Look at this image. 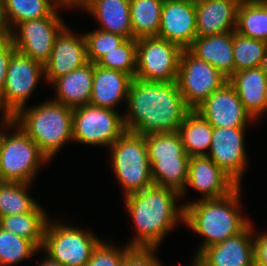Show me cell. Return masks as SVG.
I'll use <instances>...</instances> for the list:
<instances>
[{
	"label": "cell",
	"instance_id": "1",
	"mask_svg": "<svg viewBox=\"0 0 267 266\" xmlns=\"http://www.w3.org/2000/svg\"><path fill=\"white\" fill-rule=\"evenodd\" d=\"M125 129L142 136L172 133L191 111L176 81L154 82L133 78L127 94Z\"/></svg>",
	"mask_w": 267,
	"mask_h": 266
},
{
	"label": "cell",
	"instance_id": "2",
	"mask_svg": "<svg viewBox=\"0 0 267 266\" xmlns=\"http://www.w3.org/2000/svg\"><path fill=\"white\" fill-rule=\"evenodd\" d=\"M180 197L177 191L157 185L126 196V207L137 229L128 246L159 247L172 228L184 223L185 207L175 203Z\"/></svg>",
	"mask_w": 267,
	"mask_h": 266
},
{
	"label": "cell",
	"instance_id": "3",
	"mask_svg": "<svg viewBox=\"0 0 267 266\" xmlns=\"http://www.w3.org/2000/svg\"><path fill=\"white\" fill-rule=\"evenodd\" d=\"M240 186L216 199H200L183 204L184 223L204 237L196 251L197 257L206 247L223 242L241 233L250 222L241 214Z\"/></svg>",
	"mask_w": 267,
	"mask_h": 266
},
{
	"label": "cell",
	"instance_id": "4",
	"mask_svg": "<svg viewBox=\"0 0 267 266\" xmlns=\"http://www.w3.org/2000/svg\"><path fill=\"white\" fill-rule=\"evenodd\" d=\"M14 122L49 160L66 142L73 141V108L54 100L22 108L14 116Z\"/></svg>",
	"mask_w": 267,
	"mask_h": 266
},
{
	"label": "cell",
	"instance_id": "5",
	"mask_svg": "<svg viewBox=\"0 0 267 266\" xmlns=\"http://www.w3.org/2000/svg\"><path fill=\"white\" fill-rule=\"evenodd\" d=\"M2 130L17 127L12 134L5 133L0 142V181L32 183L41 164L50 160L37 144L14 122V116L2 114ZM33 179V180H32Z\"/></svg>",
	"mask_w": 267,
	"mask_h": 266
},
{
	"label": "cell",
	"instance_id": "6",
	"mask_svg": "<svg viewBox=\"0 0 267 266\" xmlns=\"http://www.w3.org/2000/svg\"><path fill=\"white\" fill-rule=\"evenodd\" d=\"M154 185L185 195L190 157L178 133H157L145 136Z\"/></svg>",
	"mask_w": 267,
	"mask_h": 266
},
{
	"label": "cell",
	"instance_id": "7",
	"mask_svg": "<svg viewBox=\"0 0 267 266\" xmlns=\"http://www.w3.org/2000/svg\"><path fill=\"white\" fill-rule=\"evenodd\" d=\"M112 167L125 196L154 185L145 136L126 130L111 146Z\"/></svg>",
	"mask_w": 267,
	"mask_h": 266
},
{
	"label": "cell",
	"instance_id": "8",
	"mask_svg": "<svg viewBox=\"0 0 267 266\" xmlns=\"http://www.w3.org/2000/svg\"><path fill=\"white\" fill-rule=\"evenodd\" d=\"M100 241L86 230L48 220L41 250L61 265L85 266Z\"/></svg>",
	"mask_w": 267,
	"mask_h": 266
},
{
	"label": "cell",
	"instance_id": "9",
	"mask_svg": "<svg viewBox=\"0 0 267 266\" xmlns=\"http://www.w3.org/2000/svg\"><path fill=\"white\" fill-rule=\"evenodd\" d=\"M182 48L159 37L137 39L135 78L144 81H176Z\"/></svg>",
	"mask_w": 267,
	"mask_h": 266
},
{
	"label": "cell",
	"instance_id": "10",
	"mask_svg": "<svg viewBox=\"0 0 267 266\" xmlns=\"http://www.w3.org/2000/svg\"><path fill=\"white\" fill-rule=\"evenodd\" d=\"M126 131L117 111L86 104L73 108V141L110 147Z\"/></svg>",
	"mask_w": 267,
	"mask_h": 266
},
{
	"label": "cell",
	"instance_id": "11",
	"mask_svg": "<svg viewBox=\"0 0 267 266\" xmlns=\"http://www.w3.org/2000/svg\"><path fill=\"white\" fill-rule=\"evenodd\" d=\"M228 79L214 66L183 49L176 83L186 105L195 110Z\"/></svg>",
	"mask_w": 267,
	"mask_h": 266
},
{
	"label": "cell",
	"instance_id": "12",
	"mask_svg": "<svg viewBox=\"0 0 267 266\" xmlns=\"http://www.w3.org/2000/svg\"><path fill=\"white\" fill-rule=\"evenodd\" d=\"M44 75V65L15 50L9 61L4 89L0 95L2 113L15 116L24 108Z\"/></svg>",
	"mask_w": 267,
	"mask_h": 266
},
{
	"label": "cell",
	"instance_id": "13",
	"mask_svg": "<svg viewBox=\"0 0 267 266\" xmlns=\"http://www.w3.org/2000/svg\"><path fill=\"white\" fill-rule=\"evenodd\" d=\"M57 10L49 17L19 23L15 27L19 28L17 32L15 29L10 32L14 48L45 65L50 59L56 36L66 26Z\"/></svg>",
	"mask_w": 267,
	"mask_h": 266
},
{
	"label": "cell",
	"instance_id": "14",
	"mask_svg": "<svg viewBox=\"0 0 267 266\" xmlns=\"http://www.w3.org/2000/svg\"><path fill=\"white\" fill-rule=\"evenodd\" d=\"M246 128L213 127L211 146L207 156L238 186L246 171L247 154L244 143Z\"/></svg>",
	"mask_w": 267,
	"mask_h": 266
},
{
	"label": "cell",
	"instance_id": "15",
	"mask_svg": "<svg viewBox=\"0 0 267 266\" xmlns=\"http://www.w3.org/2000/svg\"><path fill=\"white\" fill-rule=\"evenodd\" d=\"M195 111L217 128H246L247 122L254 120L244 109L235 88L229 81L211 93Z\"/></svg>",
	"mask_w": 267,
	"mask_h": 266
},
{
	"label": "cell",
	"instance_id": "16",
	"mask_svg": "<svg viewBox=\"0 0 267 266\" xmlns=\"http://www.w3.org/2000/svg\"><path fill=\"white\" fill-rule=\"evenodd\" d=\"M156 37L187 49L197 37L195 0H164Z\"/></svg>",
	"mask_w": 267,
	"mask_h": 266
},
{
	"label": "cell",
	"instance_id": "17",
	"mask_svg": "<svg viewBox=\"0 0 267 266\" xmlns=\"http://www.w3.org/2000/svg\"><path fill=\"white\" fill-rule=\"evenodd\" d=\"M87 62L84 35L77 36L65 26L56 36L50 59L44 65V80L51 84L56 78L71 73Z\"/></svg>",
	"mask_w": 267,
	"mask_h": 266
},
{
	"label": "cell",
	"instance_id": "18",
	"mask_svg": "<svg viewBox=\"0 0 267 266\" xmlns=\"http://www.w3.org/2000/svg\"><path fill=\"white\" fill-rule=\"evenodd\" d=\"M250 223L241 233L206 247L197 258L205 266H254V242Z\"/></svg>",
	"mask_w": 267,
	"mask_h": 266
},
{
	"label": "cell",
	"instance_id": "19",
	"mask_svg": "<svg viewBox=\"0 0 267 266\" xmlns=\"http://www.w3.org/2000/svg\"><path fill=\"white\" fill-rule=\"evenodd\" d=\"M187 186L203 194L204 200L224 197L238 185L208 156H193L189 160Z\"/></svg>",
	"mask_w": 267,
	"mask_h": 266
},
{
	"label": "cell",
	"instance_id": "20",
	"mask_svg": "<svg viewBox=\"0 0 267 266\" xmlns=\"http://www.w3.org/2000/svg\"><path fill=\"white\" fill-rule=\"evenodd\" d=\"M240 1L195 0L197 37L235 31Z\"/></svg>",
	"mask_w": 267,
	"mask_h": 266
},
{
	"label": "cell",
	"instance_id": "21",
	"mask_svg": "<svg viewBox=\"0 0 267 266\" xmlns=\"http://www.w3.org/2000/svg\"><path fill=\"white\" fill-rule=\"evenodd\" d=\"M132 80L133 77L123 71L100 67L94 63L90 104L115 110L118 103L126 101Z\"/></svg>",
	"mask_w": 267,
	"mask_h": 266
},
{
	"label": "cell",
	"instance_id": "22",
	"mask_svg": "<svg viewBox=\"0 0 267 266\" xmlns=\"http://www.w3.org/2000/svg\"><path fill=\"white\" fill-rule=\"evenodd\" d=\"M228 81L235 88L244 109L254 121L267 111V77L261 67L234 73Z\"/></svg>",
	"mask_w": 267,
	"mask_h": 266
},
{
	"label": "cell",
	"instance_id": "23",
	"mask_svg": "<svg viewBox=\"0 0 267 266\" xmlns=\"http://www.w3.org/2000/svg\"><path fill=\"white\" fill-rule=\"evenodd\" d=\"M187 49L214 66L227 79L234 74L233 32L196 37Z\"/></svg>",
	"mask_w": 267,
	"mask_h": 266
},
{
	"label": "cell",
	"instance_id": "24",
	"mask_svg": "<svg viewBox=\"0 0 267 266\" xmlns=\"http://www.w3.org/2000/svg\"><path fill=\"white\" fill-rule=\"evenodd\" d=\"M94 76V63L87 62L67 75L56 78L52 84L55 87L54 101L70 108L84 106L90 103Z\"/></svg>",
	"mask_w": 267,
	"mask_h": 266
},
{
	"label": "cell",
	"instance_id": "25",
	"mask_svg": "<svg viewBox=\"0 0 267 266\" xmlns=\"http://www.w3.org/2000/svg\"><path fill=\"white\" fill-rule=\"evenodd\" d=\"M83 9L101 23L100 30L133 39L130 0H91Z\"/></svg>",
	"mask_w": 267,
	"mask_h": 266
},
{
	"label": "cell",
	"instance_id": "26",
	"mask_svg": "<svg viewBox=\"0 0 267 266\" xmlns=\"http://www.w3.org/2000/svg\"><path fill=\"white\" fill-rule=\"evenodd\" d=\"M178 133L189 157L207 156L211 146L213 126L197 111L191 110L185 116Z\"/></svg>",
	"mask_w": 267,
	"mask_h": 266
},
{
	"label": "cell",
	"instance_id": "27",
	"mask_svg": "<svg viewBox=\"0 0 267 266\" xmlns=\"http://www.w3.org/2000/svg\"><path fill=\"white\" fill-rule=\"evenodd\" d=\"M46 212L38 204L31 212L0 217V228L31 240L41 249L48 222Z\"/></svg>",
	"mask_w": 267,
	"mask_h": 266
},
{
	"label": "cell",
	"instance_id": "28",
	"mask_svg": "<svg viewBox=\"0 0 267 266\" xmlns=\"http://www.w3.org/2000/svg\"><path fill=\"white\" fill-rule=\"evenodd\" d=\"M2 7L6 26L11 32L23 21L49 17L59 6L57 0H2Z\"/></svg>",
	"mask_w": 267,
	"mask_h": 266
},
{
	"label": "cell",
	"instance_id": "29",
	"mask_svg": "<svg viewBox=\"0 0 267 266\" xmlns=\"http://www.w3.org/2000/svg\"><path fill=\"white\" fill-rule=\"evenodd\" d=\"M235 31L243 36L267 42V4L263 0H241Z\"/></svg>",
	"mask_w": 267,
	"mask_h": 266
},
{
	"label": "cell",
	"instance_id": "30",
	"mask_svg": "<svg viewBox=\"0 0 267 266\" xmlns=\"http://www.w3.org/2000/svg\"><path fill=\"white\" fill-rule=\"evenodd\" d=\"M164 0H130L133 39L156 37Z\"/></svg>",
	"mask_w": 267,
	"mask_h": 266
},
{
	"label": "cell",
	"instance_id": "31",
	"mask_svg": "<svg viewBox=\"0 0 267 266\" xmlns=\"http://www.w3.org/2000/svg\"><path fill=\"white\" fill-rule=\"evenodd\" d=\"M29 185L0 181V217L31 212L39 204L28 195Z\"/></svg>",
	"mask_w": 267,
	"mask_h": 266
},
{
	"label": "cell",
	"instance_id": "32",
	"mask_svg": "<svg viewBox=\"0 0 267 266\" xmlns=\"http://www.w3.org/2000/svg\"><path fill=\"white\" fill-rule=\"evenodd\" d=\"M267 42L243 36L233 31L234 73L260 67L265 56Z\"/></svg>",
	"mask_w": 267,
	"mask_h": 266
},
{
	"label": "cell",
	"instance_id": "33",
	"mask_svg": "<svg viewBox=\"0 0 267 266\" xmlns=\"http://www.w3.org/2000/svg\"><path fill=\"white\" fill-rule=\"evenodd\" d=\"M39 250L31 240L0 228V266L16 265Z\"/></svg>",
	"mask_w": 267,
	"mask_h": 266
},
{
	"label": "cell",
	"instance_id": "34",
	"mask_svg": "<svg viewBox=\"0 0 267 266\" xmlns=\"http://www.w3.org/2000/svg\"><path fill=\"white\" fill-rule=\"evenodd\" d=\"M136 57L137 40L125 39L119 46L105 54L95 64L100 67L123 71L135 78Z\"/></svg>",
	"mask_w": 267,
	"mask_h": 266
},
{
	"label": "cell",
	"instance_id": "35",
	"mask_svg": "<svg viewBox=\"0 0 267 266\" xmlns=\"http://www.w3.org/2000/svg\"><path fill=\"white\" fill-rule=\"evenodd\" d=\"M86 41L88 61L96 63L105 54L119 46L125 38L121 35L96 29L83 34Z\"/></svg>",
	"mask_w": 267,
	"mask_h": 266
},
{
	"label": "cell",
	"instance_id": "36",
	"mask_svg": "<svg viewBox=\"0 0 267 266\" xmlns=\"http://www.w3.org/2000/svg\"><path fill=\"white\" fill-rule=\"evenodd\" d=\"M129 248L128 245L123 249L117 248L112 244L100 241L85 266H122L124 253Z\"/></svg>",
	"mask_w": 267,
	"mask_h": 266
},
{
	"label": "cell",
	"instance_id": "37",
	"mask_svg": "<svg viewBox=\"0 0 267 266\" xmlns=\"http://www.w3.org/2000/svg\"><path fill=\"white\" fill-rule=\"evenodd\" d=\"M158 247H130L125 253L122 266H162L155 256Z\"/></svg>",
	"mask_w": 267,
	"mask_h": 266
},
{
	"label": "cell",
	"instance_id": "38",
	"mask_svg": "<svg viewBox=\"0 0 267 266\" xmlns=\"http://www.w3.org/2000/svg\"><path fill=\"white\" fill-rule=\"evenodd\" d=\"M14 48L13 41L10 35L0 37V95L4 89L5 80L7 77L8 64L11 59Z\"/></svg>",
	"mask_w": 267,
	"mask_h": 266
},
{
	"label": "cell",
	"instance_id": "39",
	"mask_svg": "<svg viewBox=\"0 0 267 266\" xmlns=\"http://www.w3.org/2000/svg\"><path fill=\"white\" fill-rule=\"evenodd\" d=\"M254 266H267V232L253 237Z\"/></svg>",
	"mask_w": 267,
	"mask_h": 266
},
{
	"label": "cell",
	"instance_id": "40",
	"mask_svg": "<svg viewBox=\"0 0 267 266\" xmlns=\"http://www.w3.org/2000/svg\"><path fill=\"white\" fill-rule=\"evenodd\" d=\"M91 0H57L59 7H69V6H76L80 8H84Z\"/></svg>",
	"mask_w": 267,
	"mask_h": 266
},
{
	"label": "cell",
	"instance_id": "41",
	"mask_svg": "<svg viewBox=\"0 0 267 266\" xmlns=\"http://www.w3.org/2000/svg\"><path fill=\"white\" fill-rule=\"evenodd\" d=\"M5 35H10V31L8 30L3 17L2 0H0V37Z\"/></svg>",
	"mask_w": 267,
	"mask_h": 266
},
{
	"label": "cell",
	"instance_id": "42",
	"mask_svg": "<svg viewBox=\"0 0 267 266\" xmlns=\"http://www.w3.org/2000/svg\"><path fill=\"white\" fill-rule=\"evenodd\" d=\"M39 266H64L56 261L51 260L48 256L40 262Z\"/></svg>",
	"mask_w": 267,
	"mask_h": 266
},
{
	"label": "cell",
	"instance_id": "43",
	"mask_svg": "<svg viewBox=\"0 0 267 266\" xmlns=\"http://www.w3.org/2000/svg\"><path fill=\"white\" fill-rule=\"evenodd\" d=\"M263 70V73L266 75L267 77V46H266V50H265V56L263 58L262 64L260 66Z\"/></svg>",
	"mask_w": 267,
	"mask_h": 266
},
{
	"label": "cell",
	"instance_id": "44",
	"mask_svg": "<svg viewBox=\"0 0 267 266\" xmlns=\"http://www.w3.org/2000/svg\"><path fill=\"white\" fill-rule=\"evenodd\" d=\"M192 266H205V265L195 256Z\"/></svg>",
	"mask_w": 267,
	"mask_h": 266
},
{
	"label": "cell",
	"instance_id": "45",
	"mask_svg": "<svg viewBox=\"0 0 267 266\" xmlns=\"http://www.w3.org/2000/svg\"><path fill=\"white\" fill-rule=\"evenodd\" d=\"M3 134H4V132L0 131V142H1Z\"/></svg>",
	"mask_w": 267,
	"mask_h": 266
}]
</instances>
